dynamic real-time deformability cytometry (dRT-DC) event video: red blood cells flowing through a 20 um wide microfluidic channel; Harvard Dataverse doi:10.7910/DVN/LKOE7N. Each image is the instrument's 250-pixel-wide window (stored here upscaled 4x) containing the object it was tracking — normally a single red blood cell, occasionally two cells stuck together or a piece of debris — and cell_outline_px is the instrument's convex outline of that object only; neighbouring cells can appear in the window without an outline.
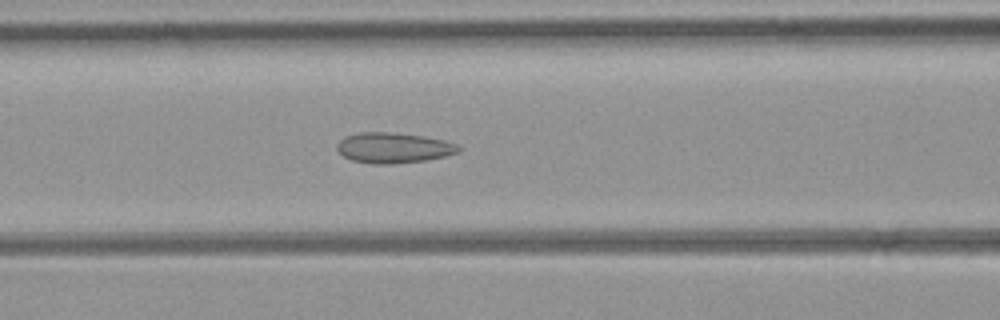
{"species": "common noctule bat (a hibernating species)", "species_latin": "Nyctalus noctula", "temperature_condition": "room temperature", "stored_images_in_passage": 47, "camera_frame_rate_fps": 3000, "um_per_image_px": 0.085, "animal": {"sex": "female", "body_mass_g": 21.9}, "frame": {"image": 1, "passage_image": 20, "time_ms": 6.333, "image_size_px": [1000, 320], "cell_outline_px": [[460, 152], [444, 156], [424, 160], [392, 164], [372, 164], [352, 160], [344, 156], [336, 148], [336, 144], [344, 136], [360, 132], [388, 132], [424, 136], [444, 140], [456, 144], [460, 148]], "centroid_in_image_um": [33.42, 12.56], "position_along_channel_um": 133.2, "area_um2": 21.5}}
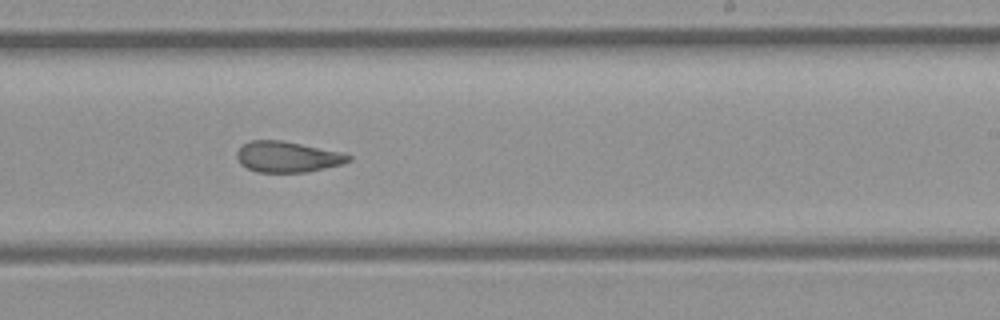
{"frame": {"image": 2, "passage_image": 30, "time_ms": 9.667, "image_size_px": [1000, 320], "cell_outline_px": [[352, 160], [340, 164], [308, 172], [256, 172], [240, 164], [236, 156], [236, 152], [244, 144], [252, 140], [280, 140], [344, 152], [352, 156]], "centroid_in_image_um": [24.44, 13.33], "position_along_channel_um": 264.6, "area_um2": 20.06}}
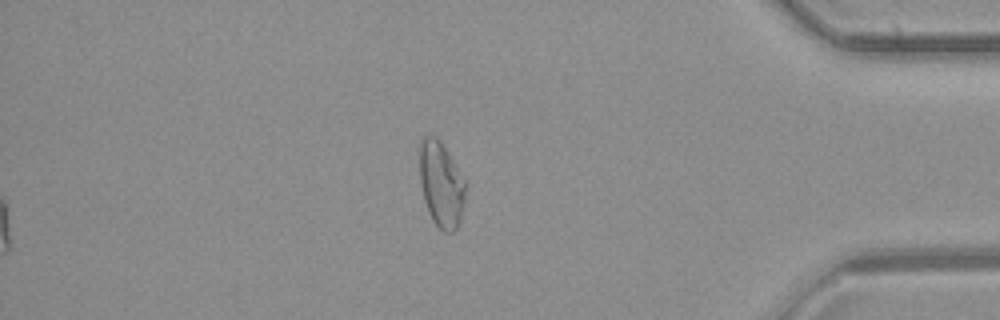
{"frame": {"image": 3, "passage_image": 43, "time_ms": 14.0, "image_size_px": [1000, 320], "cell_outline_px": [[464, 196], [460, 220], [456, 228], [452, 232], [444, 232], [432, 220], [428, 212], [424, 200], [420, 180], [420, 140], [428, 132], [436, 136], [440, 140], [464, 180]], "centroid_in_image_um": [37.46, 15.63], "position_along_channel_um": 397.7, "area_um2": 22.48}, "authors_computed_cell_mechanics": {"area_um2": 22.253, "velocity_mm_per_s": 3.9517, "shape_relaxation_time_tau1_ms": null, "shape_relaxation_time_tau2_ms": 1.9632, "deformation_change_tau1": null, "deformation_change_tau2": 0.0841}}